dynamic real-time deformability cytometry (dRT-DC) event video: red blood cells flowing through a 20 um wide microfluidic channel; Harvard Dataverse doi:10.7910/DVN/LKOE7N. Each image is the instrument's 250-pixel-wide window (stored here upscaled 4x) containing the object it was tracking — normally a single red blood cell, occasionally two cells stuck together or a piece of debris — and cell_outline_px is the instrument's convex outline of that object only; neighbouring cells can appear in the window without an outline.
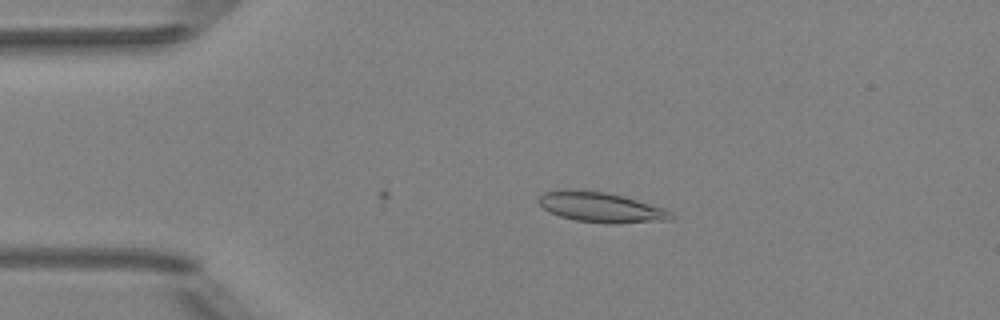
{"species": "Egyptian fruit bat (a non-hibernating species)", "species_latin": "Rousettus aegyptiacus", "temperature_condition": "room temperature", "stored_images_in_passage": 8, "camera_frame_rate_fps": 3000, "um_per_image_px": 0.085, "animal": {"sex": "female"}, "frame": {"image": 1, "passage_image": 8, "time_ms": 2.333, "image_size_px": [1000, 320], "cell_outline_px": [[676, 216], [672, 220], [612, 224], [608, 224], [576, 220], [560, 216], [544, 208], [540, 204], [540, 196], [544, 192], [564, 188], [604, 192], [624, 196], [664, 208], [672, 212]], "centroid_in_image_um": [51.13, 17.62], "position_along_channel_um": 33.9, "area_um2": 23.29}}